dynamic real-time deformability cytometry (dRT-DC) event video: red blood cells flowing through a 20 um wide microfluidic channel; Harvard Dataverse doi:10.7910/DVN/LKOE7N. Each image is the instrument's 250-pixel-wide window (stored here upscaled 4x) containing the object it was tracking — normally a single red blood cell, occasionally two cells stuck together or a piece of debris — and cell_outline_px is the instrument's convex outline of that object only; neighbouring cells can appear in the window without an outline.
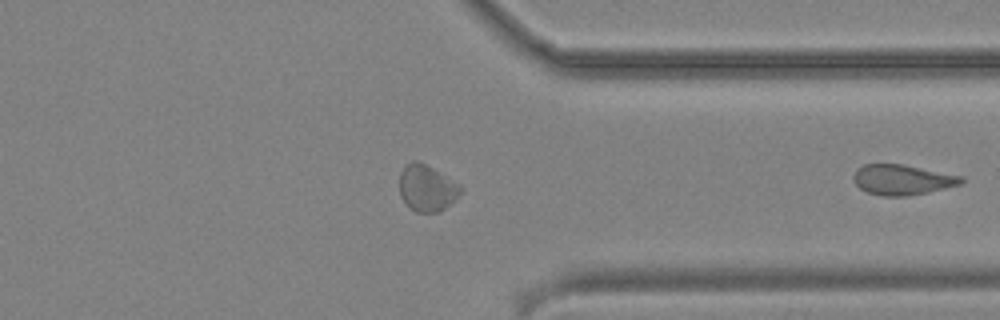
{"species": "common noctule bat (a hibernating species)", "species_latin": "Nyctalus noctula", "temperature_condition": "cold", "stored_images_in_passage": 28, "segment_of_instrument_passage": [2, 2], "camera_frame_rate_fps": 3000, "um_per_image_px": 0.085, "animal": {"sex": "male", "body_mass_g": 19.2, "forearm_length_mm": 51.8}, "frame": {"image": 1, "passage_image": 28, "time_ms": 9.0, "image_size_px": [1000, 320], "cell_outline_px": [[964, 180], [960, 184], [928, 192], [908, 196], [880, 196], [868, 192], [860, 188], [852, 180], [852, 176], [856, 168], [864, 164], [904, 164], [964, 176]], "centroid_in_image_um": [76.67, 15.27], "position_along_channel_um": 334.7, "area_um2": 19.19}}